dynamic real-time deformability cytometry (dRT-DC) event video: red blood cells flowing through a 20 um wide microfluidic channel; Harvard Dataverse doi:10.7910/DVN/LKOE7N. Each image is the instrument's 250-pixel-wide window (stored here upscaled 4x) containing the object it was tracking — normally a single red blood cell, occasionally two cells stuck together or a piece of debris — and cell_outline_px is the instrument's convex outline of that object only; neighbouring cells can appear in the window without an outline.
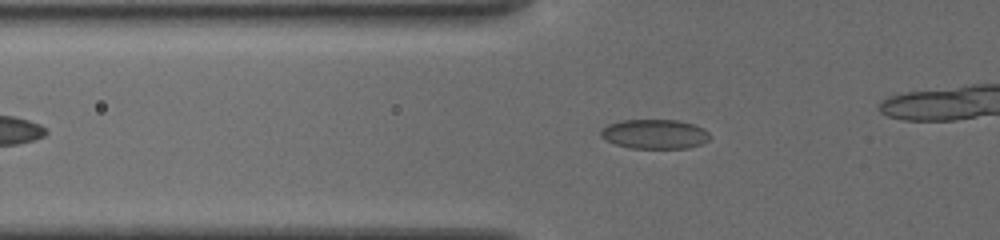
{"species": "common noctule bat (a hibernating species)", "species_latin": "Nyctalus noctula", "temperature_condition": "cold", "stored_images_in_passage": 24, "camera_frame_rate_fps": 3000, "um_per_image_px": 0.085, "animal": {"sex": "female", "body_mass_g": 19.5, "forearm_length_mm": 54.1}, "frame": {"image": 1, "passage_image": 17, "time_ms": 3.667, "image_size_px": [1000, 240], "cell_outline_px": [[708, 140], [700, 144], [688, 148], [632, 148], [616, 144], [600, 136], [600, 132], [608, 124], [624, 120], [676, 120], [692, 124], [704, 128], [708, 132]], "centroid_in_image_um": [55.65, 11.39], "position_along_channel_um": 70.1, "area_um2": 18.44}}